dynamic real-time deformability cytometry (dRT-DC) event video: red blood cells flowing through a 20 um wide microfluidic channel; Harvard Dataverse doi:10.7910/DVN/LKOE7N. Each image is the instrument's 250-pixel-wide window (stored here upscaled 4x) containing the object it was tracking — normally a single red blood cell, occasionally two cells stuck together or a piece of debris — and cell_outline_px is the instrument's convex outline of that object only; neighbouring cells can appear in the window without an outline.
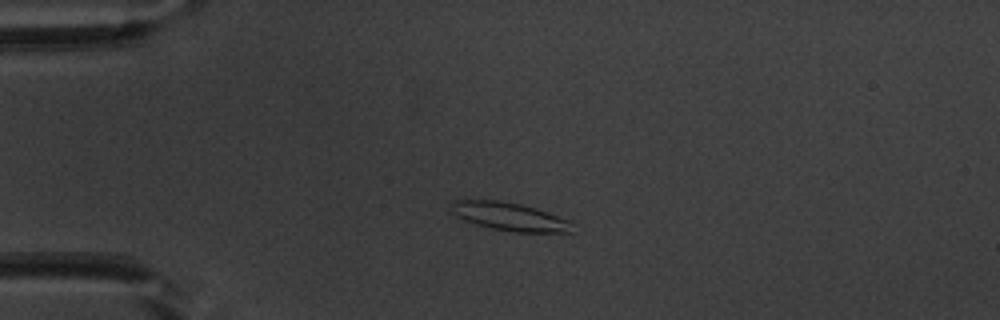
{"species": "common noctule bat (a hibernating species)", "species_latin": "Nyctalus noctula", "temperature_condition": "warm", "stored_images_in_passage": 51, "camera_frame_rate_fps": 3000, "um_per_image_px": 0.085, "animal": {"sex": "male", "body_mass_g": 20.1, "forearm_length_mm": 53.5}, "frame": {"image": 1, "passage_image": 11, "time_ms": 3.333, "image_size_px": [1000, 320], "cell_outline_px": [[572, 232], [512, 232], [492, 228], [476, 224], [464, 220], [448, 212], [452, 204], [456, 200], [500, 200], [520, 204], [536, 208], [572, 220]], "centroid_in_image_um": [43.31, 18.41], "position_along_channel_um": 41.7, "area_um2": 20.06}}
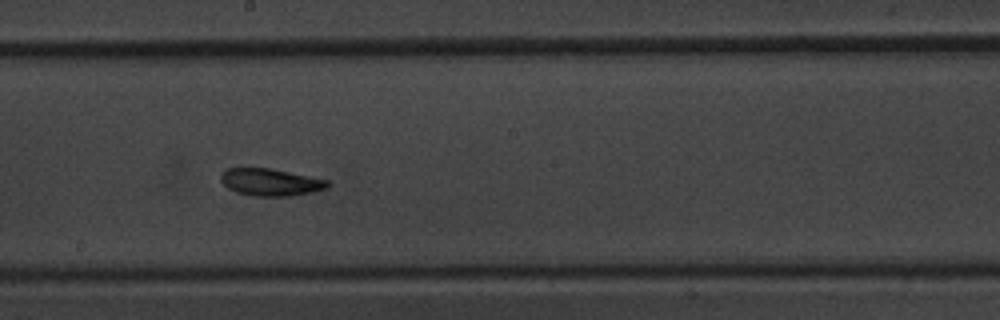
{"frame": {"image": 2, "passage_image": 28, "time_ms": 9.0, "image_size_px": [1000, 320], "cell_outline_px": [[332, 184], [328, 188], [312, 192], [292, 196], [252, 196], [236, 192], [228, 188], [220, 180], [220, 176], [228, 168], [268, 168], [328, 180]], "centroid_in_image_um": [23.02, 15.5], "position_along_channel_um": 225.2, "area_um2": 16.88}}
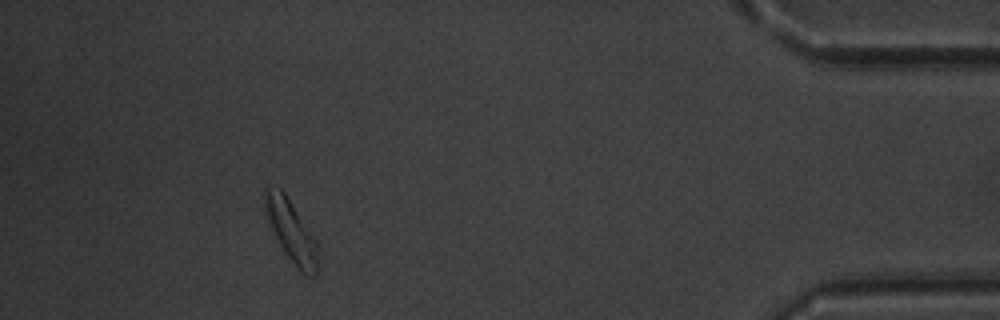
{"frame": {"image": 3, "passage_image": 47, "time_ms": 15.333, "image_size_px": [1000, 320], "cell_outline_px": [[316, 276], [308, 276], [300, 272], [288, 256], [280, 244], [268, 220], [264, 204], [264, 188], [280, 188], [284, 192], [316, 240]], "centroid_in_image_um": [24.74, 19.63], "position_along_channel_um": 410.5, "area_um2": 18.21}, "authors_computed_cell_mechanics": {"area_um2": 17.5712, "velocity_mm_per_s": 3.7646, "shape_relaxation_time_tau1_ms": 3.7225, "shape_relaxation_time_tau2_ms": 3.0914, "deformation_change_tau1": 0.1367, "deformation_change_tau2": 0.0984}}